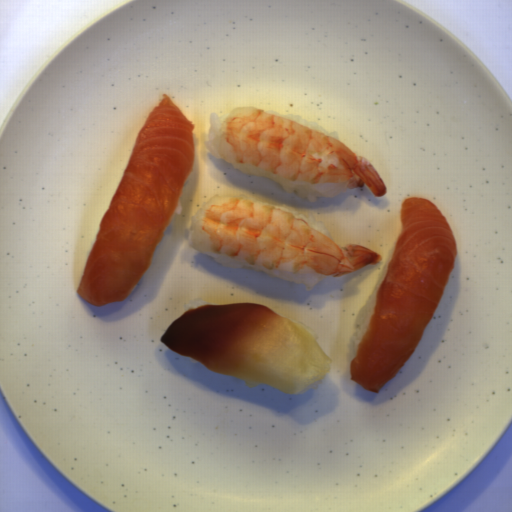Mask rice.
Listing matches in <instances>:
<instances>
[{"label":"rice","mask_w":512,"mask_h":512,"mask_svg":"<svg viewBox=\"0 0 512 512\" xmlns=\"http://www.w3.org/2000/svg\"><path fill=\"white\" fill-rule=\"evenodd\" d=\"M233 168L239 173L247 175H258L267 177L277 182L286 193L296 192L298 198L308 199L311 202H317V198H333L342 193H346L348 187L340 184H319L303 181H289L281 177L272 175L252 164L236 163L235 160H228Z\"/></svg>","instance_id":"1"},{"label":"rice","mask_w":512,"mask_h":512,"mask_svg":"<svg viewBox=\"0 0 512 512\" xmlns=\"http://www.w3.org/2000/svg\"><path fill=\"white\" fill-rule=\"evenodd\" d=\"M394 250H395V248L392 250V252L389 254V256L386 258L385 262L382 265L383 271H382L380 278L376 282L373 294L368 297L367 302L359 309V311L355 317V325H356L357 332L353 334L350 342L348 343V352H349L350 363L352 362V360L354 358H356L360 341L367 329L370 318L374 315L376 304H377V292H378L380 286L382 285V283L386 279L389 261L393 256Z\"/></svg>","instance_id":"2"},{"label":"rice","mask_w":512,"mask_h":512,"mask_svg":"<svg viewBox=\"0 0 512 512\" xmlns=\"http://www.w3.org/2000/svg\"><path fill=\"white\" fill-rule=\"evenodd\" d=\"M213 257L219 264L230 268H242V269H257L265 274L272 275L286 281L303 285L307 291L312 289L315 284L321 281L323 276H319L312 273H287L269 268H264L255 265L244 264L237 260H234L225 255L213 253V252H202Z\"/></svg>","instance_id":"3"},{"label":"rice","mask_w":512,"mask_h":512,"mask_svg":"<svg viewBox=\"0 0 512 512\" xmlns=\"http://www.w3.org/2000/svg\"><path fill=\"white\" fill-rule=\"evenodd\" d=\"M235 199H243V200H250V201H254V202H257V203H261V204H264V205H268V206H271V207H275V208H279V209H282V210H286V211H289L292 216L295 218V219H299V220H302L304 223H306L309 227H311L312 229L318 231L319 233L325 235L326 237L331 238L324 222L318 220L316 217H314L311 213H307L306 216L304 215H300V214H297L295 213L294 211L288 209L287 207L285 206H279V205H274V204H268V203H265L263 201H260V200H257L255 198H252V197H247V196H242V195H239L238 197H236Z\"/></svg>","instance_id":"4"},{"label":"rice","mask_w":512,"mask_h":512,"mask_svg":"<svg viewBox=\"0 0 512 512\" xmlns=\"http://www.w3.org/2000/svg\"><path fill=\"white\" fill-rule=\"evenodd\" d=\"M228 114L229 113H224L223 115L219 116L218 114L212 113L210 115V124L208 127L209 139L207 141H204V145L207 148L208 152L215 159L224 158L223 156L220 155L215 145V138L217 135H219L221 131V124Z\"/></svg>","instance_id":"5"},{"label":"rice","mask_w":512,"mask_h":512,"mask_svg":"<svg viewBox=\"0 0 512 512\" xmlns=\"http://www.w3.org/2000/svg\"><path fill=\"white\" fill-rule=\"evenodd\" d=\"M265 112H268L270 114H273L275 116H278V117H281L283 119H286V120H289L291 122H294V123H297L299 125H302V126H305L307 128H310V129H313L315 131H318V132H321V133H324L326 135H329V136H332L334 138H337L339 140V135H338V132H331V133H328L327 131H325L323 129V127L321 125H319L318 123L316 122H312L308 119H303L302 117H300L299 115H293V114H281V113H278L276 111H273V110H263Z\"/></svg>","instance_id":"6"},{"label":"rice","mask_w":512,"mask_h":512,"mask_svg":"<svg viewBox=\"0 0 512 512\" xmlns=\"http://www.w3.org/2000/svg\"><path fill=\"white\" fill-rule=\"evenodd\" d=\"M204 205L201 206L200 210L193 216H190L189 225V246L194 247L193 235L196 231L197 224L202 216Z\"/></svg>","instance_id":"7"},{"label":"rice","mask_w":512,"mask_h":512,"mask_svg":"<svg viewBox=\"0 0 512 512\" xmlns=\"http://www.w3.org/2000/svg\"><path fill=\"white\" fill-rule=\"evenodd\" d=\"M285 319L290 320V321L296 323L297 325L301 326L302 328H304L315 342H317L319 340L320 336H319L318 332L315 331L308 323L302 322L297 318L289 317V318H285Z\"/></svg>","instance_id":"8"},{"label":"rice","mask_w":512,"mask_h":512,"mask_svg":"<svg viewBox=\"0 0 512 512\" xmlns=\"http://www.w3.org/2000/svg\"><path fill=\"white\" fill-rule=\"evenodd\" d=\"M201 305H213L211 303H209L208 301H206L205 299H202V298H192L191 300H189L188 302H185L184 304V309H185V312L188 311V310H191L193 308H197Z\"/></svg>","instance_id":"9"},{"label":"rice","mask_w":512,"mask_h":512,"mask_svg":"<svg viewBox=\"0 0 512 512\" xmlns=\"http://www.w3.org/2000/svg\"><path fill=\"white\" fill-rule=\"evenodd\" d=\"M182 212H183V209H182V204H181V200L179 197L177 200L173 214H175L176 216H181Z\"/></svg>","instance_id":"10"}]
</instances>
